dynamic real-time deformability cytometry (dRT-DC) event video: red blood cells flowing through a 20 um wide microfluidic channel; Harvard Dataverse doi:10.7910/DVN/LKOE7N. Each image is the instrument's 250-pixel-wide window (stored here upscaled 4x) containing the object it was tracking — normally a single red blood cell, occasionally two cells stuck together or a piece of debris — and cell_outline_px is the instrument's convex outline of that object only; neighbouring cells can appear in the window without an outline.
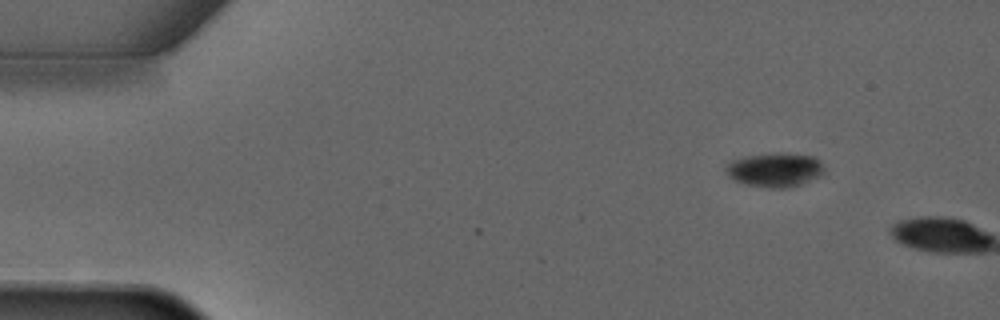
{"species": "common noctule bat (a hibernating species)", "species_latin": "Nyctalus noctula", "temperature_condition": "warm", "stored_images_in_passage": 3, "camera_frame_rate_fps": 3000, "um_per_image_px": 0.085, "animal": {"sex": "male", "forearm_length_mm": 52.5}, "frame": {"image": 1, "passage_image": 2, "time_ms": 1.333, "image_size_px": [1000, 320], "cell_outline_px": [[824, 172], [820, 176], [800, 184], [788, 188], [768, 188], [744, 184], [728, 176], [724, 172], [724, 168], [732, 160], [748, 156], [780, 152], [784, 152], [816, 156], [820, 160], [824, 168]], "centroid_in_image_um": [65.88, 14.43], "position_along_channel_um": 19.1, "area_um2": 19.77}}